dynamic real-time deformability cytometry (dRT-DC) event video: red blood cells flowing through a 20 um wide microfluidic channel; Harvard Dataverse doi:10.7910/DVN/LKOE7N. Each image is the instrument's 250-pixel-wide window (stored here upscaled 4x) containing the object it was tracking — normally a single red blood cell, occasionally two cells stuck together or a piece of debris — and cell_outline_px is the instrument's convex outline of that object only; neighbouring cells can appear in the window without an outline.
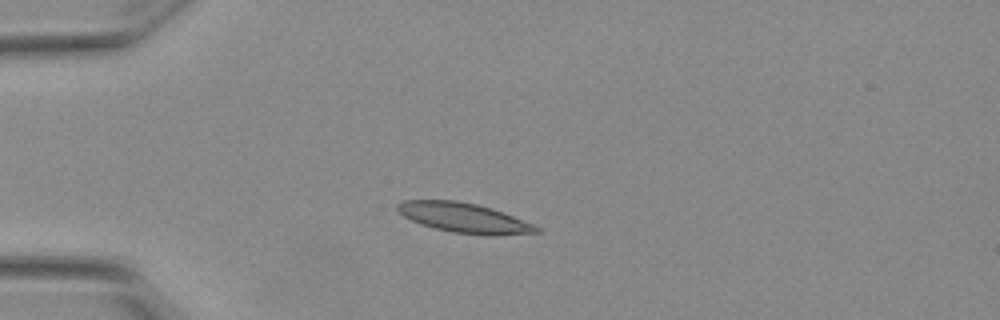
{"species": "Egyptian fruit bat (a non-hibernating species)", "species_latin": "Rousettus aegyptiacus", "temperature_condition": "warm", "stored_images_in_passage": 5, "camera_frame_rate_fps": 3000, "um_per_image_px": 0.085, "animal": {"sex": "female"}, "frame": {"image": 1, "passage_image": 3, "time_ms": 0.667, "image_size_px": [1000, 320], "cell_outline_px": [[540, 232], [488, 236], [452, 232], [432, 228], [420, 224], [404, 216], [396, 208], [396, 204], [404, 200], [452, 200], [476, 204], [492, 208], [532, 224], [540, 228]], "centroid_in_image_um": [39.41, 18.52], "position_along_channel_um": 45.6, "area_um2": 23.93}}
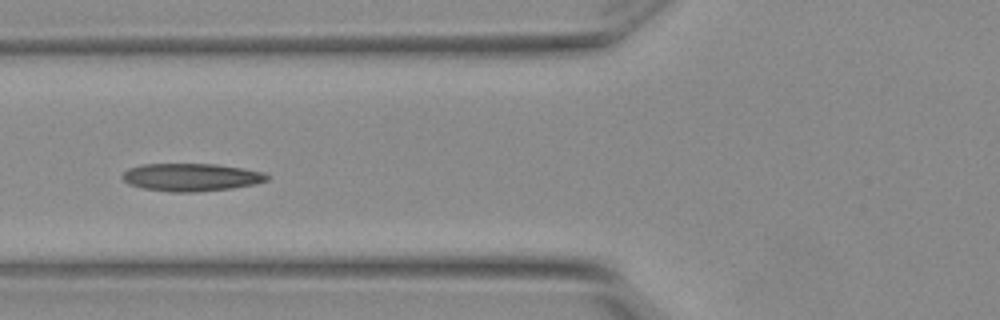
{"frame": {"image": 2, "passage_image": 5, "time_ms": 1.333, "image_size_px": [1000, 320], "cell_outline_px": [[268, 180], [256, 184], [232, 188], [196, 192], [172, 192], [144, 188], [128, 184], [120, 176], [128, 168], [140, 164], [216, 164], [244, 168], [260, 172], [268, 176]], "centroid_in_image_um": [16.22, 15.06], "position_along_channel_um": 109.6, "area_um2": 23.41}}